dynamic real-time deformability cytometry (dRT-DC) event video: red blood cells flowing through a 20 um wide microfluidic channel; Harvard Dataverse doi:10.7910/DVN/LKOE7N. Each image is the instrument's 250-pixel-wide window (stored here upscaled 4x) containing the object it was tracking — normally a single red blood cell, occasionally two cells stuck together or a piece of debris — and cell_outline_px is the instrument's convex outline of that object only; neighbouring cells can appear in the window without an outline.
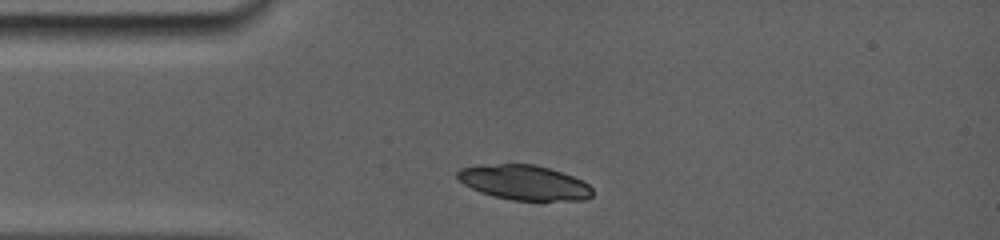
{"species": "common noctule bat (a hibernating species)", "species_latin": "Nyctalus noctula", "temperature_condition": "room temperature", "stored_images_in_passage": 2, "camera_frame_rate_fps": 5000, "um_per_image_px": 0.085, "animal": {"sex": "female", "body_mass_g": 19.0, "forearm_length_mm": 56.7}, "frame": {"image": 1, "passage_image": 1, "time_ms": 0.0, "image_size_px": [1000, 240], "cell_outline_px": [[592, 196], [584, 200], [540, 204], [512, 200], [480, 192], [456, 180], [456, 172], [460, 168], [500, 164], [532, 164], [548, 168], [572, 176], [588, 184], [592, 188]], "centroid_in_image_um": [44.61, 15.58], "position_along_channel_um": 40.4, "area_um2": 28.09}}